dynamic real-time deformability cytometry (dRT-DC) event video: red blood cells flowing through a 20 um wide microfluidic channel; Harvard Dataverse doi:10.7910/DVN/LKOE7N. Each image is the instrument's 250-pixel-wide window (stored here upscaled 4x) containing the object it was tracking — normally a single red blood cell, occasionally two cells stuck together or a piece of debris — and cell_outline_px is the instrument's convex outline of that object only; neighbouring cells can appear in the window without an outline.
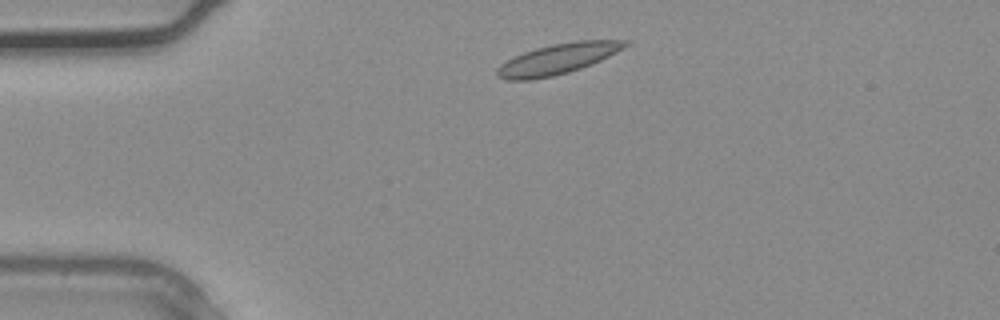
{"species": "common noctule bat (a hibernating species)", "species_latin": "Nyctalus noctula", "temperature_condition": "warm", "stored_images_in_passage": 1, "camera_frame_rate_fps": 3000, "um_per_image_px": 0.085, "animal": {"sex": "male", "body_mass_g": 20.4}, "frame": {"image": 1, "passage_image": 1, "time_ms": 0.0, "image_size_px": [1000, 320], "cell_outline_px": [[628, 44], [608, 56], [600, 60], [580, 68], [568, 72], [552, 76], [532, 80], [504, 80], [496, 76], [496, 68], [500, 64], [524, 52], [536, 48], [552, 44], [576, 40], [628, 40]], "centroid_in_image_um": [47.34, 5.02], "position_along_channel_um": 37.7, "area_um2": 22.48}}